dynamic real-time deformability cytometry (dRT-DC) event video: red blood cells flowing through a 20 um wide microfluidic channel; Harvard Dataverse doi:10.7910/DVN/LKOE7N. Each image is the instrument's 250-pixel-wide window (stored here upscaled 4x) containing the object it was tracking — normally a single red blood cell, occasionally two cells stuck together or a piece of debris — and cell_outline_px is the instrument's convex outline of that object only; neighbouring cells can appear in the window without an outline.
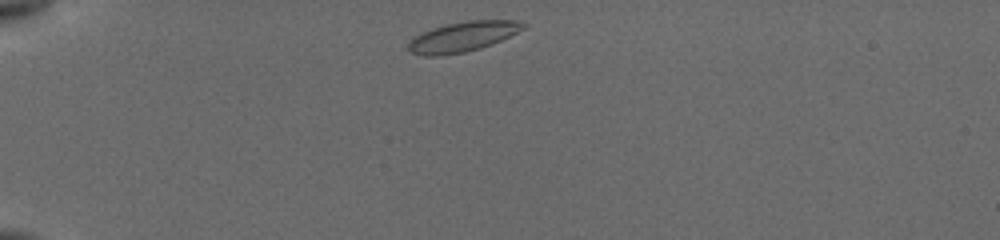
{"species": "common noctule bat (a hibernating species)", "species_latin": "Nyctalus noctula", "temperature_condition": "cold", "stored_images_in_passage": 53, "camera_frame_rate_fps": 3000, "um_per_image_px": 0.085, "animal": {"sex": "female", "body_mass_g": 19.5, "forearm_length_mm": 54.1}, "frame": {"image": 1, "passage_image": 1, "time_ms": 0.0, "image_size_px": [1000, 240], "cell_outline_px": [[528, 24], [524, 28], [492, 44], [480, 48], [464, 52], [440, 56], [424, 56], [412, 52], [408, 48], [408, 44], [412, 36], [420, 32], [432, 28], [448, 24], [468, 20], [516, 20]], "centroid_in_image_um": [39.29, 3.11], "position_along_channel_um": 45.7, "area_um2": 20.06}}
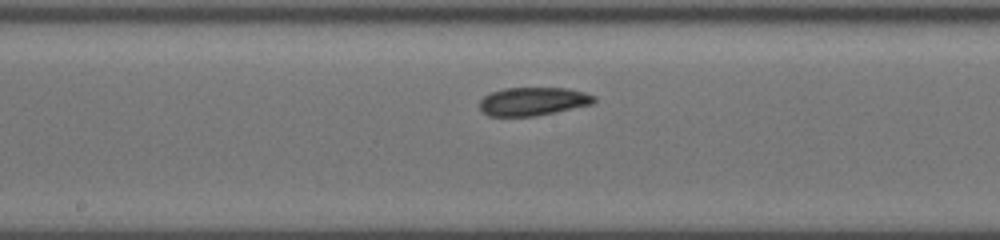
{"frame": {"image": 2, "passage_image": 28, "time_ms": 5.333, "image_size_px": [1000, 240], "cell_outline_px": [[596, 100], [592, 104], [556, 112], [536, 116], [488, 116], [480, 112], [480, 100], [484, 96], [492, 92], [504, 88], [568, 88], [584, 92], [596, 96]], "centroid_in_image_um": [45.3, 8.62], "position_along_channel_um": 202.9, "area_um2": 19.02}}
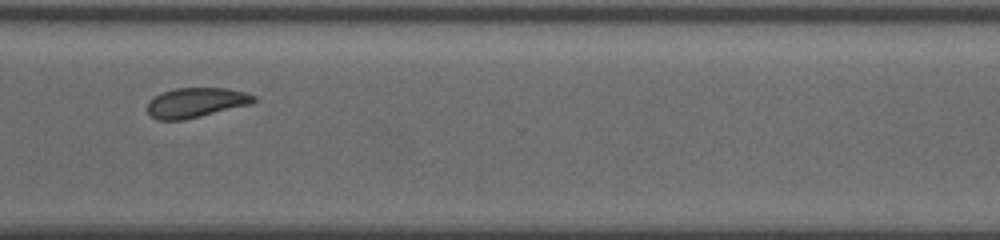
{"frame": {"image": 3, "passage_image": 52, "time_ms": 9.333, "image_size_px": [1000, 240], "cell_outline_px": [[256, 100], [252, 104], [184, 120], [156, 120], [148, 112], [148, 104], [156, 96], [164, 92], [176, 88], [228, 88], [244, 92], [256, 96]], "centroid_in_image_um": [16.7, 8.73], "position_along_channel_um": 353.9, "area_um2": 18.32}}